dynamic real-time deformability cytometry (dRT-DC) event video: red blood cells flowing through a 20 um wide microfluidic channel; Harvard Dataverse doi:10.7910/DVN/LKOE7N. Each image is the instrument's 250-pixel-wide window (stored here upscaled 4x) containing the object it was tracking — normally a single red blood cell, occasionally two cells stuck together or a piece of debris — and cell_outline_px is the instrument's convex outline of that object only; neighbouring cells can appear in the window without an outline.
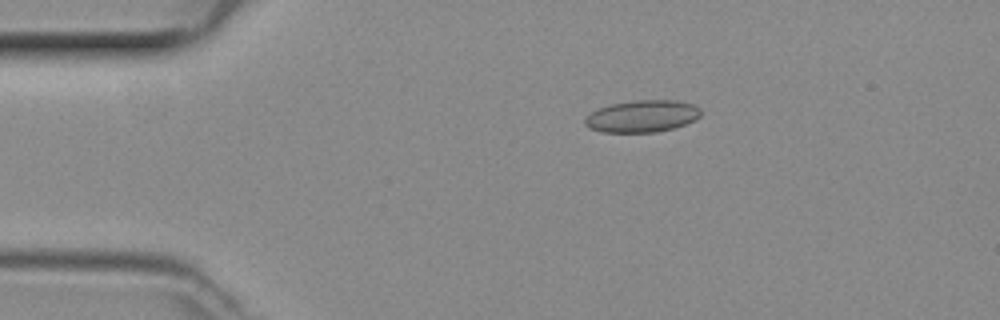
{"species": "common noctule bat (a hibernating species)", "species_latin": "Nyctalus noctula", "temperature_condition": "room temperature", "stored_images_in_passage": 42, "camera_frame_rate_fps": 3000, "um_per_image_px": 0.085, "animal": {"sex": "female", "body_mass_g": 29.2, "forearm_length_mm": 56.3}, "frame": {"image": 1, "passage_image": 3, "time_ms": 0.667, "image_size_px": [1000, 320], "cell_outline_px": [[700, 116], [696, 120], [672, 128], [656, 132], [604, 132], [588, 128], [584, 124], [584, 120], [592, 112], [600, 108], [612, 104], [636, 100], [676, 100], [692, 104], [700, 108]], "centroid_in_image_um": [54.59, 9.88], "position_along_channel_um": 30.4, "area_um2": 21.44}}
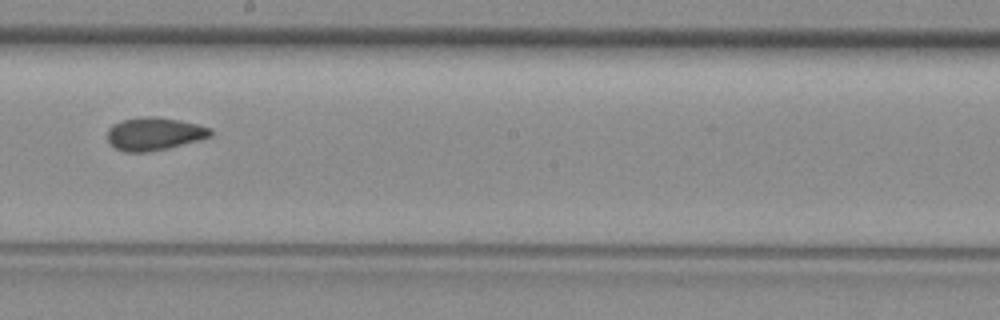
{"frame": {"image": 2, "passage_image": 21, "time_ms": 6.667, "image_size_px": [1000, 320], "cell_outline_px": [[212, 136], [168, 148], [148, 152], [124, 152], [116, 148], [108, 140], [108, 128], [112, 124], [124, 120], [144, 116], [152, 116], [180, 120], [212, 128]], "centroid_in_image_um": [13.11, 11.37], "position_along_channel_um": 235.1, "area_um2": 19.65}}
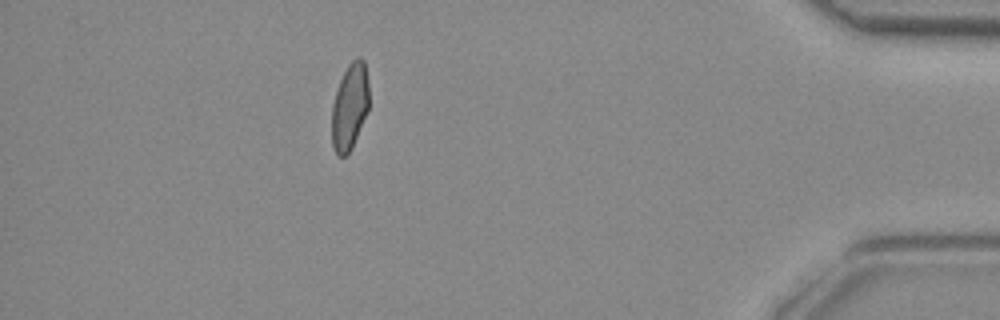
{"frame": {"image": 3, "passage_image": 37, "time_ms": 12.0, "image_size_px": [1000, 320], "cell_outline_px": [[368, 108], [352, 148], [344, 156], [340, 156], [336, 152], [332, 144], [332, 104], [340, 80], [348, 64], [356, 56], [360, 56], [364, 60], [368, 80]], "centroid_in_image_um": [29.73, 9.01], "position_along_channel_um": 405.5, "area_um2": 18.55}}